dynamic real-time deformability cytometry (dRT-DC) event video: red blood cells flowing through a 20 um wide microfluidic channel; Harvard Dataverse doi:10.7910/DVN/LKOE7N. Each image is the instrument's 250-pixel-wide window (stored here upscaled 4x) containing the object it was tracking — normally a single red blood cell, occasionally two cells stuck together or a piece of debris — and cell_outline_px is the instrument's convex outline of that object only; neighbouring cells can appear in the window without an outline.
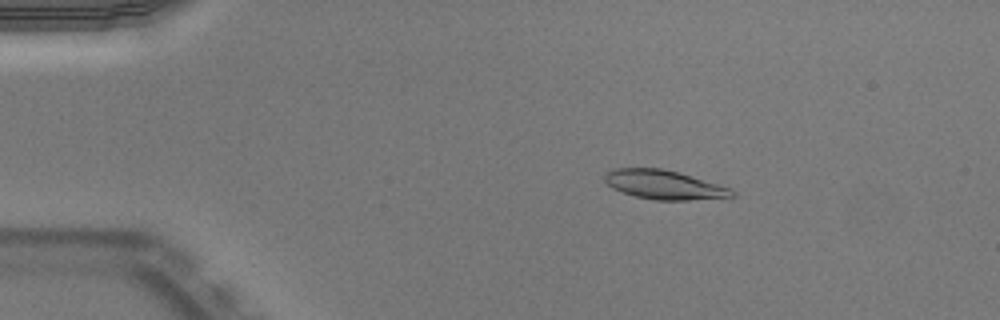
{"species": "Egyptian fruit bat (a non-hibernating species)", "species_latin": "Rousettus aegyptiacus", "temperature_condition": "warm", "stored_images_in_passage": 43, "camera_frame_rate_fps": 3000, "um_per_image_px": 0.085, "animal": {"sex": "male"}, "frame": {"image": 1, "passage_image": 1, "time_ms": 0.0, "image_size_px": [1000, 320], "cell_outline_px": [[736, 196], [728, 200], [656, 200], [636, 196], [612, 188], [604, 180], [604, 176], [612, 168], [660, 168], [676, 172], [732, 188], [736, 192]], "centroid_in_image_um": [56.57, 15.74], "position_along_channel_um": 28.4, "area_um2": 21.85}}
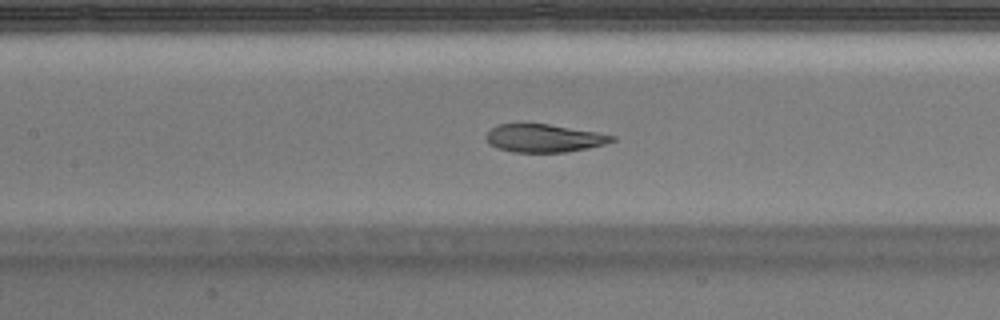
{"frame": {"image": 2, "passage_image": 16, "time_ms": 5.0, "image_size_px": [1000, 320], "cell_outline_px": [[616, 140], [604, 144], [588, 148], [564, 152], [512, 152], [496, 148], [488, 144], [484, 136], [492, 128], [500, 124], [548, 124], [596, 132], [616, 136]], "centroid_in_image_um": [46.21, 11.75], "position_along_channel_um": 161.2, "area_um2": 20.46}}
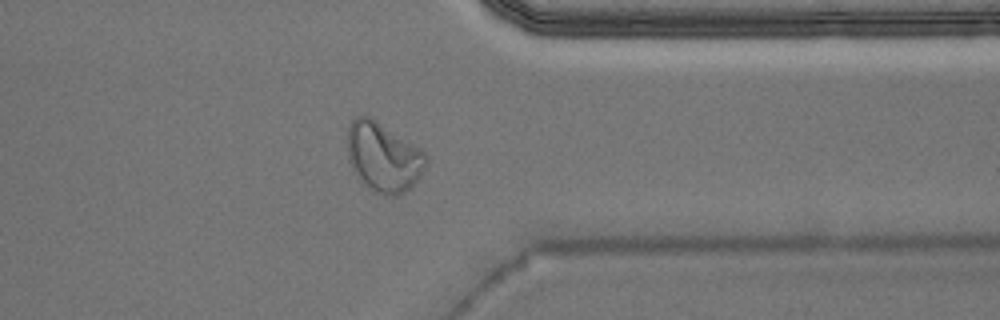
{"frame": {"image": 3, "passage_image": 33, "time_ms": 10.667, "image_size_px": [1000, 320], "cell_outline_px": [[428, 164], [420, 176], [404, 192], [396, 196], [384, 196], [372, 192], [356, 176], [348, 160], [348, 124], [356, 116], [364, 112], [420, 148], [428, 156]], "centroid_in_image_um": [32.57, 13.34], "position_along_channel_um": 378.8, "area_um2": 32.19}, "authors_computed_cell_mechanics": {"area_um2": 22.253, "velocity_mm_per_s": 3.9269, "shape_relaxation_time_tau1_ms": null, "shape_relaxation_time_tau2_ms": 1.2925, "deformation_change_tau1": null, "deformation_change_tau2": 0.0725}}